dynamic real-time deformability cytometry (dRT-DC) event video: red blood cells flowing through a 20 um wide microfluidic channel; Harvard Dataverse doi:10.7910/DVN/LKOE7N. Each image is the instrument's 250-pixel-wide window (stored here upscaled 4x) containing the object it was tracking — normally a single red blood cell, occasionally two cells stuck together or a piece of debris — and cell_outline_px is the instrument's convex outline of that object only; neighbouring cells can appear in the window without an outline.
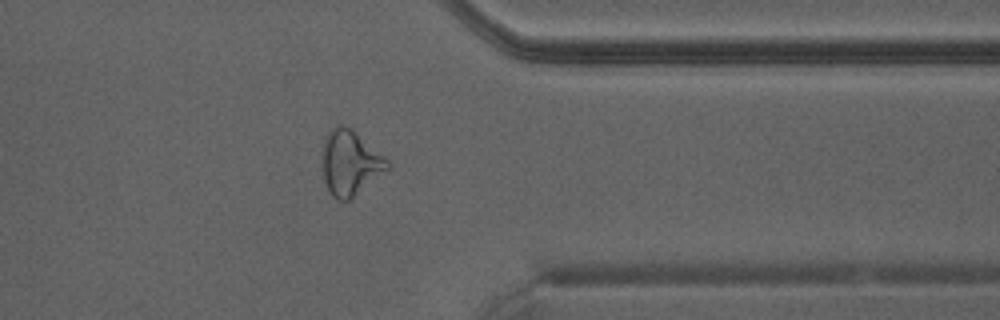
{"species": "Egyptian fruit bat (a non-hibernating species)", "species_latin": "Rousettus aegyptiacus", "temperature_condition": "warm", "stored_images_in_passage": 35, "camera_frame_rate_fps": 3000, "um_per_image_px": 0.085, "animal": {"sex": "male"}, "frame": {"image": 1, "passage_image": 30, "time_ms": 9.667, "image_size_px": [1000, 320], "cell_outline_px": [[392, 168], [348, 200], [336, 200], [328, 192], [324, 180], [324, 136], [336, 124], [340, 124], [352, 128], [384, 156], [392, 164]], "centroid_in_image_um": [29.8, 13.84], "position_along_channel_um": 381.6, "area_um2": 24.68}}